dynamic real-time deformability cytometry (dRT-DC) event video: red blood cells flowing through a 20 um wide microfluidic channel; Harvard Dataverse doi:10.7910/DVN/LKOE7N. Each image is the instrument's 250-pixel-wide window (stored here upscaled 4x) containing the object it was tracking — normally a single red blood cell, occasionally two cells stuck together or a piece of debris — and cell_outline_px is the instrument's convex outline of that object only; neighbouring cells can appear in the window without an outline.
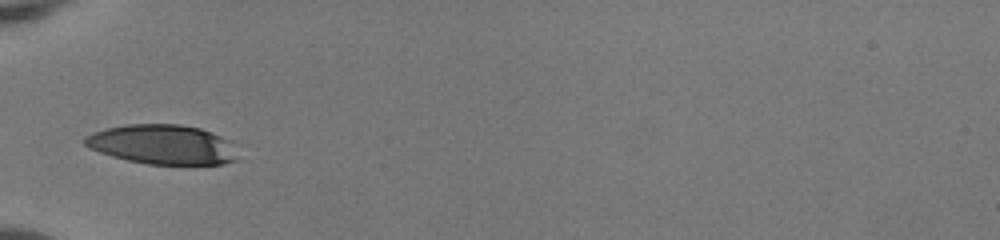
{"species": "human", "species_latin": "Homo sapiens", "temperature_condition": "room temperature", "stored_images_in_passage": 16, "camera_frame_rate_fps": 3000, "um_per_image_px": 0.085, "donor": {"sex": "female"}, "frame": {"image": 1, "passage_image": 1, "time_ms": 0.0, "image_size_px": [1000, 240], "cell_outline_px": [[236, 160], [224, 164], [148, 164], [128, 160], [112, 156], [100, 152], [84, 144], [84, 136], [92, 132], [108, 128], [128, 124], [180, 124], [200, 128], [212, 132], [228, 140]], "centroid_in_image_um": [13.76, 12.27], "position_along_channel_um": 71.2, "area_um2": 34.8}}
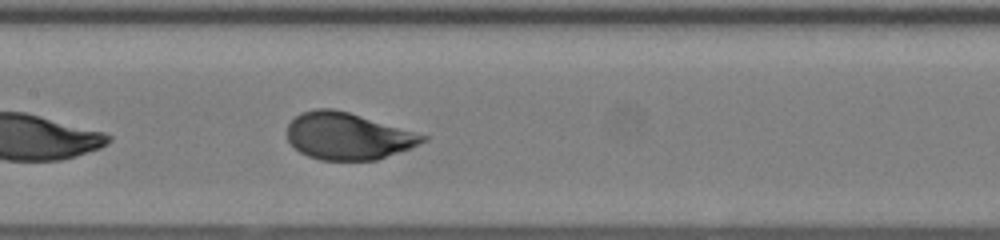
{"frame": {"image": 2, "passage_image": 9, "time_ms": 2.667, "image_size_px": [1000, 240], "cell_outline_px": [[428, 140], [408, 148], [376, 160], [320, 160], [308, 156], [300, 152], [288, 140], [288, 124], [300, 112], [316, 108], [332, 108], [348, 112], [428, 136]], "centroid_in_image_um": [29.53, 11.56], "position_along_channel_um": 177.9, "area_um2": 36.59}}
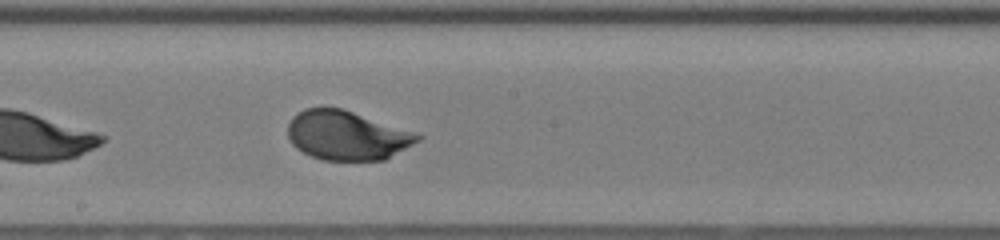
{"frame": {"image": 3, "passage_image": 12, "time_ms": 3.667, "image_size_px": [1000, 240], "cell_outline_px": [[424, 136], [420, 140], [384, 160], [324, 160], [312, 156], [296, 148], [292, 144], [288, 136], [288, 124], [292, 116], [304, 108], [340, 108]], "centroid_in_image_um": [29.44, 11.52], "position_along_channel_um": 218.8, "area_um2": 36.59}}